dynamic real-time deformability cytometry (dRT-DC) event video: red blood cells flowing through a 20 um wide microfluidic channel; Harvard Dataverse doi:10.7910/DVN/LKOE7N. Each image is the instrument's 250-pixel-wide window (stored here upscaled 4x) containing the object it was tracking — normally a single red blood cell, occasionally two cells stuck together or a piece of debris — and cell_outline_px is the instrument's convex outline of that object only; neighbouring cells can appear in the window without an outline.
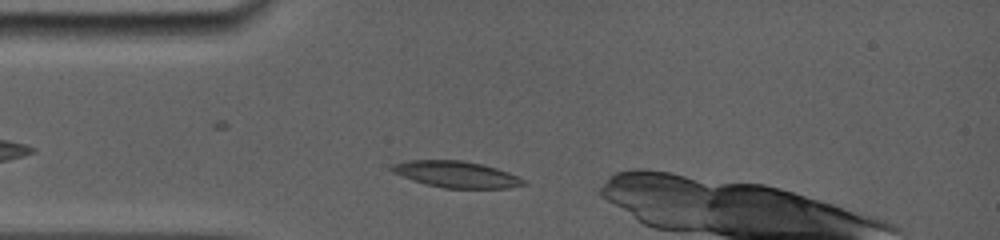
{"species": "common noctule bat (a hibernating species)", "species_latin": "Nyctalus noctula", "temperature_condition": "room temperature", "stored_images_in_passage": 2, "camera_frame_rate_fps": 5000, "um_per_image_px": 0.085, "animal": {"sex": "female", "body_mass_g": 19.0, "forearm_length_mm": 56.7}, "frame": {"image": 1, "passage_image": 2, "time_ms": 1.0, "image_size_px": [1000, 240], "cell_outline_px": [[528, 184], [508, 188], [444, 188], [424, 184], [412, 180], [392, 172], [388, 168], [392, 164], [408, 160], [464, 160], [484, 164], [508, 172], [524, 180]], "centroid_in_image_um": [38.76, 14.81], "position_along_channel_um": 46.2, "area_um2": 20.4}}